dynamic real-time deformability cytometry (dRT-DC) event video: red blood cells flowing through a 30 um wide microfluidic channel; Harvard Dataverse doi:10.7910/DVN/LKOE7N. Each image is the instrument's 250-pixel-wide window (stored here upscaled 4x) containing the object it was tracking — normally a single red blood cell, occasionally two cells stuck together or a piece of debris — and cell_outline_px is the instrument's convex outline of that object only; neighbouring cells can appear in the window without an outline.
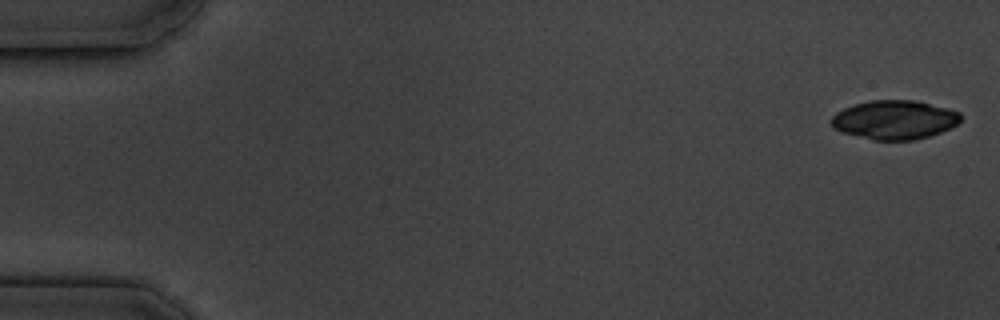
{"species": "common noctule bat (a hibernating species)", "species_latin": "Nyctalus noctula", "temperature_condition": "cold", "stored_images_in_passage": 5, "camera_frame_rate_fps": 3000, "um_per_image_px": 0.085, "animal": {"sex": "male", "body_mass_g": 19.5, "forearm_length_mm": 54.6}, "frame": {"image": 1, "passage_image": 1, "time_ms": 0.0, "image_size_px": [1000, 320], "cell_outline_px": [[960, 120], [956, 124], [940, 132], [916, 140], [872, 140], [840, 132], [832, 128], [828, 120], [836, 112], [844, 108], [856, 104], [872, 100], [916, 100], [948, 108], [960, 112]], "centroid_in_image_um": [75.98, 10.18], "position_along_channel_um": 9.0, "area_um2": 29.54}}